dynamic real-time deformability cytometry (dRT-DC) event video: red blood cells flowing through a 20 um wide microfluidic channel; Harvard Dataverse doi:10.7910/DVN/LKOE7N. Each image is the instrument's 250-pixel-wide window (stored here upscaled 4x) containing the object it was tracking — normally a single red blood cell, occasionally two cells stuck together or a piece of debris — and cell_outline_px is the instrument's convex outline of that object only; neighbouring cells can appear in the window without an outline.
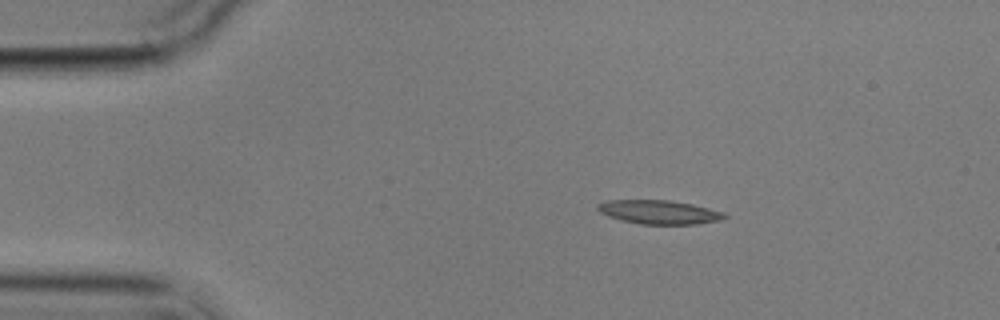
{"species": "common noctule bat (a hibernating species)", "species_latin": "Nyctalus noctula", "temperature_condition": "cold", "stored_images_in_passage": 5, "camera_frame_rate_fps": 3000, "um_per_image_px": 0.085, "animal": {"sex": "male", "body_mass_g": 17.9}, "frame": {"image": 1, "passage_image": 2, "time_ms": 1.333, "image_size_px": [1000, 320], "cell_outline_px": [[728, 216], [720, 220], [696, 224], [640, 224], [620, 220], [608, 216], [600, 212], [596, 208], [596, 204], [604, 200], [668, 200], [692, 204], [724, 212]], "centroid_in_image_um": [55.98, 18.02], "position_along_channel_um": 29.0, "area_um2": 17.69}}
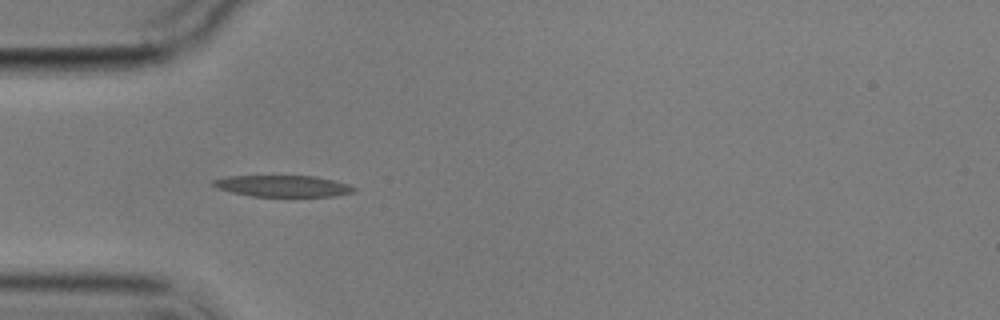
{"frame": {"image": 2, "passage_image": 4, "time_ms": 3.667, "image_size_px": [1000, 320], "cell_outline_px": [[356, 188], [352, 192], [332, 196], [252, 196], [232, 192], [220, 188], [212, 184], [212, 180], [228, 176], [312, 176], [332, 180], [348, 184]], "centroid_in_image_um": [24.03, 15.81], "position_along_channel_um": 61.0, "area_um2": 17.17}}
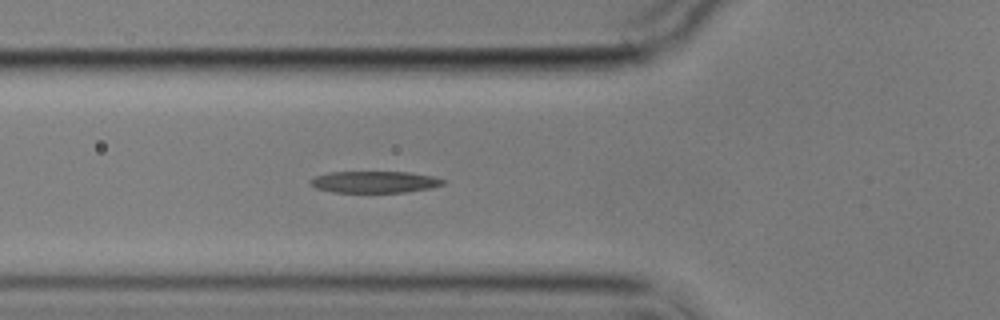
{"frame": {"image": 3, "passage_image": 5, "time_ms": 4.667, "image_size_px": [1000, 320], "cell_outline_px": [[444, 184], [432, 188], [404, 192], [332, 192], [316, 188], [308, 184], [308, 180], [316, 176], [328, 172], [412, 172], [436, 176], [444, 180]], "centroid_in_image_um": [31.84, 15.46], "position_along_channel_um": 94.0, "area_um2": 16.94}}